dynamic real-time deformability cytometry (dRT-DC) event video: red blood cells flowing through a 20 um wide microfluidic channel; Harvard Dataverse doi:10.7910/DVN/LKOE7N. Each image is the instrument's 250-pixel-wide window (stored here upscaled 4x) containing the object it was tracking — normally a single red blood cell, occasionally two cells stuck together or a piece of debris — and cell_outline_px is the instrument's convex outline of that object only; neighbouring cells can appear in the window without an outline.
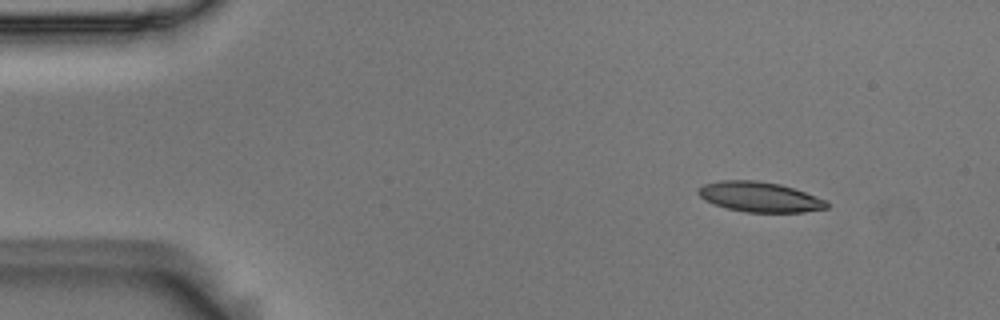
{"species": "Egyptian fruit bat (a non-hibernating species)", "species_latin": "Rousettus aegyptiacus", "temperature_condition": "room temperature", "stored_images_in_passage": 54, "camera_frame_rate_fps": 3000, "um_per_image_px": 0.085, "animal": {"sex": "male"}, "frame": {"image": 1, "passage_image": 6, "time_ms": 1.667, "image_size_px": [1000, 320], "cell_outline_px": [[828, 208], [804, 212], [744, 212], [728, 208], [704, 200], [696, 192], [704, 184], [720, 180], [756, 180], [780, 184], [828, 200]], "centroid_in_image_um": [64.59, 16.74], "position_along_channel_um": 20.4, "area_um2": 22.43}}
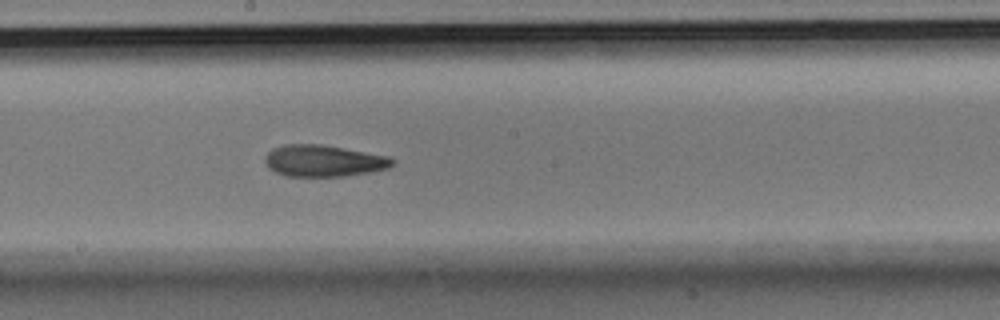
{"frame": {"image": 2, "passage_image": 29, "time_ms": 9.333, "image_size_px": [1000, 320], "cell_outline_px": [[396, 160], [388, 168], [368, 172], [344, 176], [284, 176], [268, 168], [264, 160], [268, 152], [272, 148], [284, 144], [320, 144], [344, 148], [388, 156]], "centroid_in_image_um": [27.47, 13.66], "position_along_channel_um": 220.7, "area_um2": 23.41}}
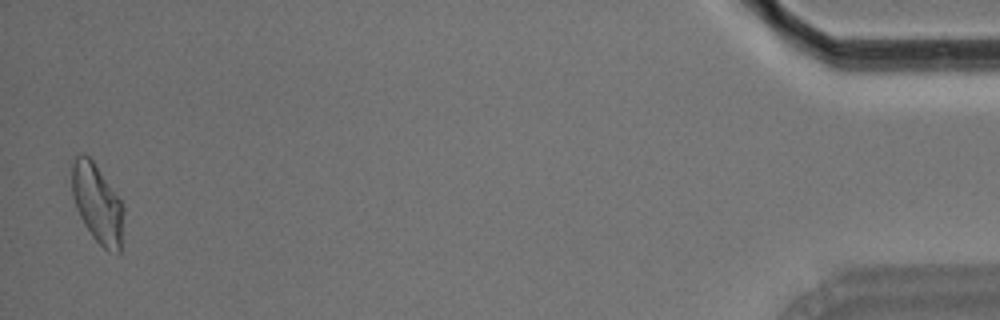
{"frame": {"image": 3, "passage_image": 53, "time_ms": 17.333, "image_size_px": [1000, 320], "cell_outline_px": [[124, 212], [120, 252], [108, 252], [92, 236], [84, 224], [76, 208], [72, 196], [72, 164], [76, 156], [84, 152], [92, 160], [120, 200], [124, 208]], "centroid_in_image_um": [8.26, 17.31], "position_along_channel_um": 426.9, "area_um2": 23.52}, "authors_computed_cell_mechanics": {"area_um2": 23.3223, "velocity_mm_per_s": 3.7065, "shape_relaxation_time_tau1_ms": 7.7938, "shape_relaxation_time_tau2_ms": 4.0856, "deformation_change_tau1": 0.207, "deformation_change_tau2": 0.1149}}